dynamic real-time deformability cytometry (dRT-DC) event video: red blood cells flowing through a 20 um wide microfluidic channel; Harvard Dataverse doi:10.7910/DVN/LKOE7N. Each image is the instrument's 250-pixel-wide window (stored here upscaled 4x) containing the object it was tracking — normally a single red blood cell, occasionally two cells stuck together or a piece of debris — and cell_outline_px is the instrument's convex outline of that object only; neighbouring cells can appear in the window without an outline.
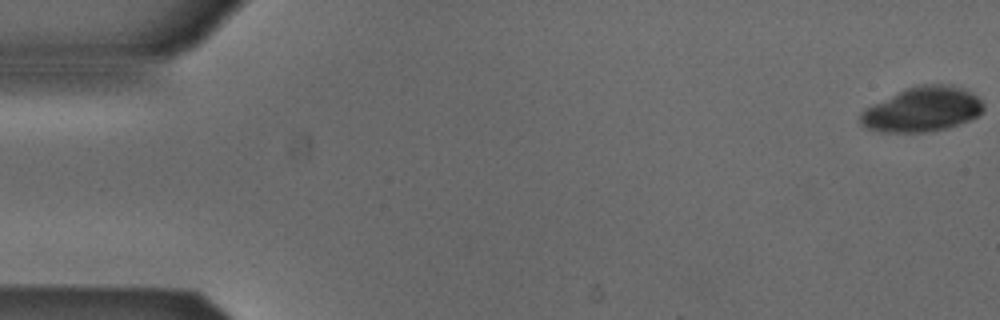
{"species": "Egyptian fruit bat (a non-hibernating species)", "species_latin": "Rousettus aegyptiacus", "temperature_condition": "cold", "stored_images_in_passage": 14, "camera_frame_rate_fps": 3000, "um_per_image_px": 0.085, "animal": {"sex": "male"}, "frame": {"image": 1, "passage_image": 1, "time_ms": 0.0, "image_size_px": [1000, 320], "cell_outline_px": [[984, 108], [976, 116], [968, 120], [948, 128], [924, 132], [880, 132], [868, 128], [860, 124], [860, 112], [864, 108], [904, 88], [924, 84], [952, 84], [976, 96], [984, 104]], "centroid_in_image_um": [78.35, 9.29], "position_along_channel_um": 6.7, "area_um2": 31.96}}
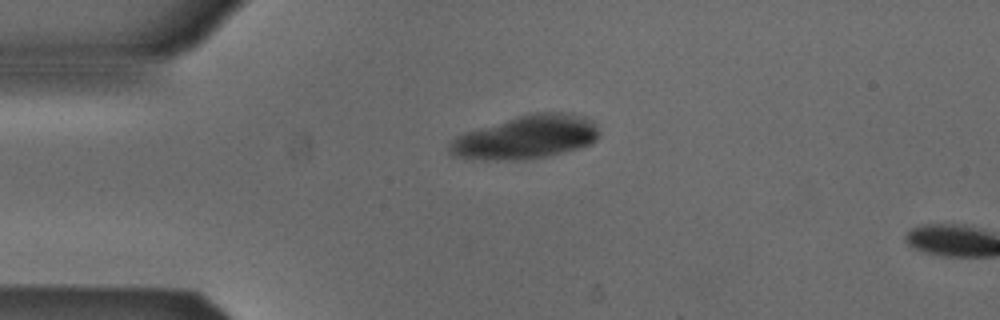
{"frame": {"image": 2, "passage_image": 13, "time_ms": 4.0, "image_size_px": [1000, 320], "cell_outline_px": [[600, 136], [592, 144], [544, 156], [524, 160], [484, 160], [452, 156], [448, 152], [448, 140], [464, 132], [532, 112], [572, 112], [584, 116], [592, 120], [596, 124], [600, 132]], "centroid_in_image_um": [44.7, 11.65], "position_along_channel_um": 40.3, "area_um2": 38.21}}